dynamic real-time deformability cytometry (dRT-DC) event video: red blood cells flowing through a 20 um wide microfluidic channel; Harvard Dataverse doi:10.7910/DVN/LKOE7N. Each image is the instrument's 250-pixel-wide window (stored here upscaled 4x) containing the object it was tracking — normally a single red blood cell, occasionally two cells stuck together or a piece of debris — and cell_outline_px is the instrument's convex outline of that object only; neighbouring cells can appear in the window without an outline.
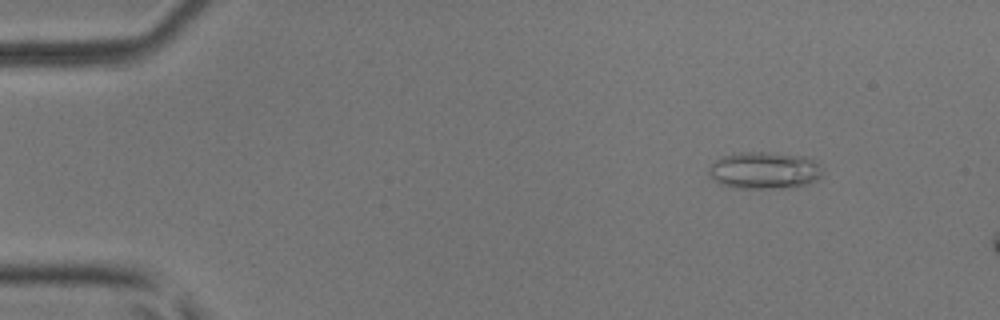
{"species": "common noctule bat (a hibernating species)", "species_latin": "Nyctalus noctula", "temperature_condition": "room temperature", "stored_images_in_passage": 3, "camera_frame_rate_fps": 3000, "um_per_image_px": 0.085, "animal": {"sex": "male", "body_mass_g": 17.9, "forearm_length_mm": 54.2}, "frame": {"image": 1, "passage_image": 2, "time_ms": 0.333, "image_size_px": [1000, 320], "cell_outline_px": [[820, 176], [816, 180], [804, 184], [788, 188], [732, 188], [720, 184], [712, 180], [708, 172], [708, 168], [720, 156], [740, 152], [768, 152], [808, 156], [820, 168]], "centroid_in_image_um": [64.9, 14.48], "position_along_channel_um": 20.1, "area_um2": 24.62}}